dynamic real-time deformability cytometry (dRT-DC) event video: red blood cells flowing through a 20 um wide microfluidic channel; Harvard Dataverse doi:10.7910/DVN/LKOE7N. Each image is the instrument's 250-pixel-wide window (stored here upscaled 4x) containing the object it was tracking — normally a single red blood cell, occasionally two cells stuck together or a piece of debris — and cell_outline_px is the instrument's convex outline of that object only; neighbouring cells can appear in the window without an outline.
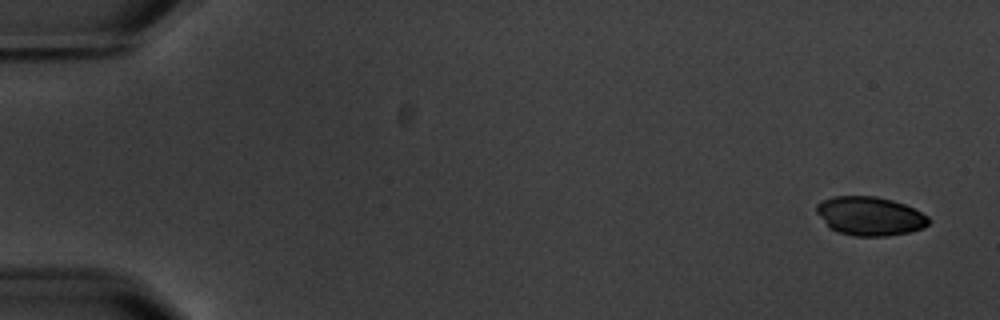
{"species": "common noctule bat (a hibernating species)", "species_latin": "Nyctalus noctula", "temperature_condition": "warm", "stored_images_in_passage": 5, "camera_frame_rate_fps": 3000, "um_per_image_px": 0.085, "animal": {"sex": "male", "body_mass_g": 20.1, "forearm_length_mm": 53.5}, "frame": {"image": 1, "passage_image": 1, "time_ms": 0.0, "image_size_px": [1000, 320], "cell_outline_px": [[932, 220], [924, 228], [908, 232], [888, 236], [852, 236], [836, 232], [816, 212], [816, 204], [824, 200], [836, 196], [876, 196], [892, 200], [904, 204], [928, 216]], "centroid_in_image_um": [73.96, 18.37], "position_along_channel_um": 11.0, "area_um2": 25.26}}
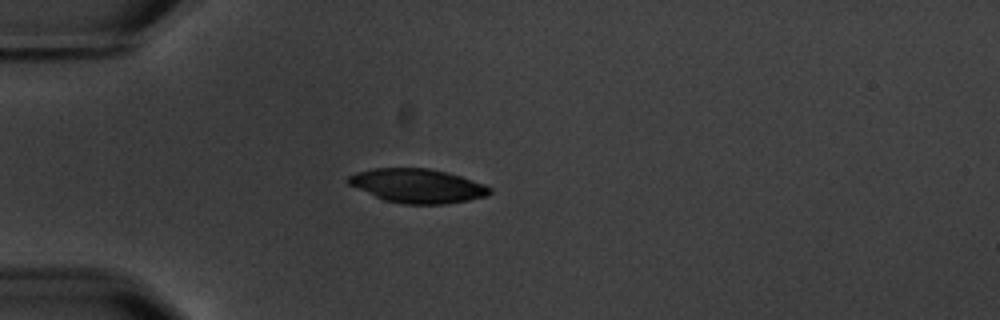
{"frame": {"image": 2, "passage_image": 5, "time_ms": 4.667, "image_size_px": [1000, 320], "cell_outline_px": [[492, 192], [488, 196], [468, 200], [444, 204], [404, 204], [384, 200], [348, 184], [344, 180], [348, 176], [356, 172], [376, 168], [428, 168], [448, 172], [484, 184], [492, 188]], "centroid_in_image_um": [35.49, 15.79], "position_along_channel_um": 49.5, "area_um2": 28.09}}